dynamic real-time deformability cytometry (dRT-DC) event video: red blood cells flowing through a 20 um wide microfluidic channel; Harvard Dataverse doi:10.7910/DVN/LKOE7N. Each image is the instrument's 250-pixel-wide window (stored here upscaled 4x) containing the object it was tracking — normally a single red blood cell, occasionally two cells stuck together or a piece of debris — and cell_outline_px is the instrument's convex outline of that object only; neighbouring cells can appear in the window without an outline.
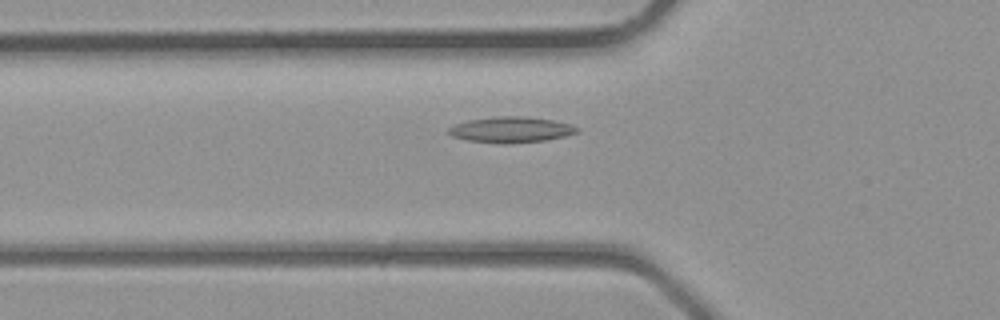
{"species": "common noctule bat (a hibernating species)", "species_latin": "Nyctalus noctula", "temperature_condition": "room temperature", "stored_images_in_passage": 36, "camera_frame_rate_fps": 3000, "um_per_image_px": 0.085, "animal": {"sex": "male", "body_mass_g": 23.1, "forearm_length_mm": 52.7}, "frame": {"image": 1, "passage_image": 11, "time_ms": 3.333, "image_size_px": [1000, 320], "cell_outline_px": [[580, 128], [576, 132], [564, 136], [544, 140], [508, 144], [500, 144], [468, 140], [452, 136], [448, 132], [448, 128], [456, 124], [468, 120], [500, 116], [524, 116], [552, 120], [568, 124]], "centroid_in_image_um": [43.41, 11.03], "position_along_channel_um": 82.4, "area_um2": 19.07}}
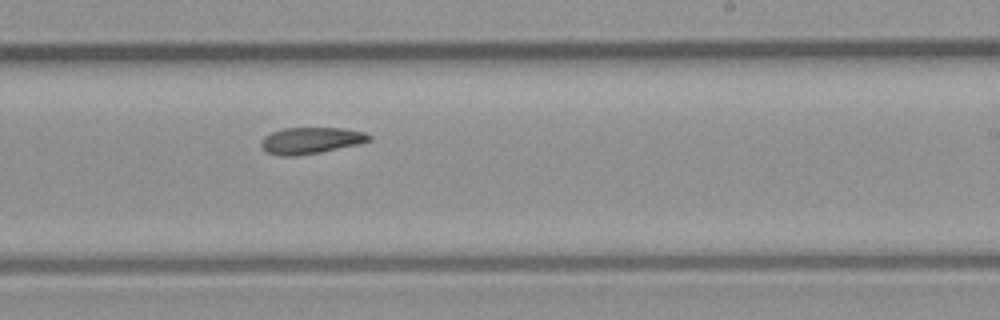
{"frame": {"image": 2, "passage_image": 21, "time_ms": 6.667, "image_size_px": [1000, 320], "cell_outline_px": [[372, 140], [356, 144], [320, 152], [296, 156], [280, 156], [268, 152], [260, 144], [264, 136], [272, 132], [284, 128], [344, 128], [364, 132], [372, 136]], "centroid_in_image_um": [26.42, 11.93], "position_along_channel_um": 262.6, "area_um2": 16.47}}
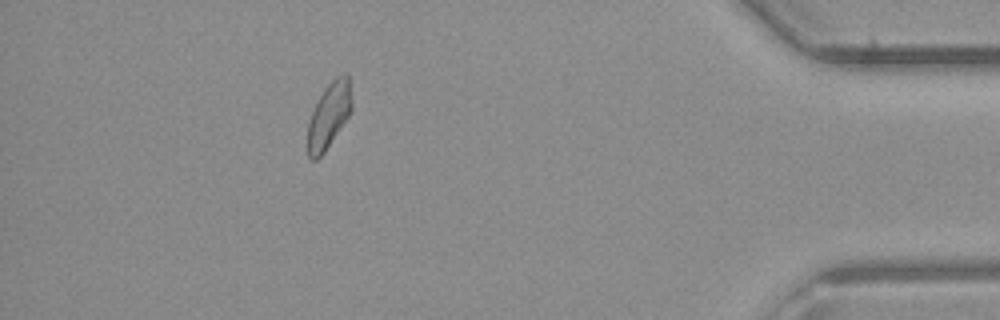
{"frame": {"image": 3, "passage_image": 32, "time_ms": 10.333, "image_size_px": [1000, 320], "cell_outline_px": [[352, 108], [348, 116], [324, 152], [316, 160], [312, 160], [308, 156], [308, 120], [324, 88], [336, 76], [344, 72], [348, 72], [352, 100]], "centroid_in_image_um": [27.97, 9.76], "position_along_channel_um": 407.2, "area_um2": 16.7}}